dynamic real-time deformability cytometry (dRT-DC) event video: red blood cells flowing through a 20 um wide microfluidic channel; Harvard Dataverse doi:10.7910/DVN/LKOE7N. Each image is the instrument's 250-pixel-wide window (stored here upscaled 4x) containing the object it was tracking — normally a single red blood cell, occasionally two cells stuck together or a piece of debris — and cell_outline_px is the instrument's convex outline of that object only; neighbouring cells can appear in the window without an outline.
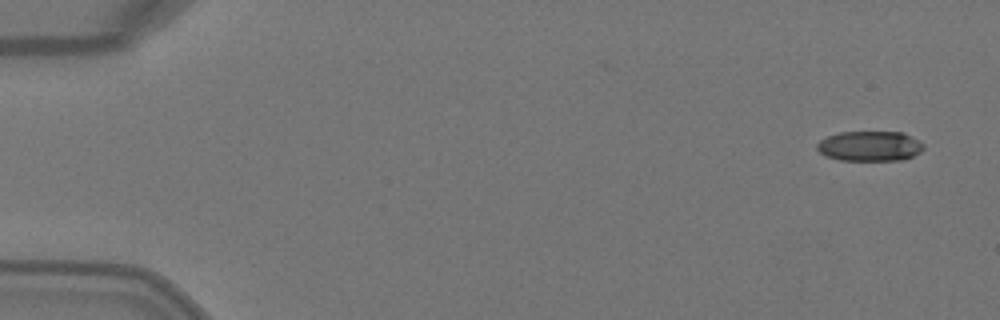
{"species": "Egyptian fruit bat (a non-hibernating species)", "species_latin": "Rousettus aegyptiacus", "temperature_condition": "warm", "stored_images_in_passage": 5, "camera_frame_rate_fps": 3000, "um_per_image_px": 0.085, "animal": {"sex": "female"}, "frame": {"image": 1, "passage_image": 1, "time_ms": 0.0, "image_size_px": [1000, 320], "cell_outline_px": [[924, 148], [920, 152], [904, 160], [840, 160], [828, 156], [820, 152], [816, 148], [816, 144], [820, 140], [828, 136], [840, 132], [904, 132], [924, 144]], "centroid_in_image_um": [73.94, 12.41], "position_along_channel_um": 11.1, "area_um2": 18.61}}